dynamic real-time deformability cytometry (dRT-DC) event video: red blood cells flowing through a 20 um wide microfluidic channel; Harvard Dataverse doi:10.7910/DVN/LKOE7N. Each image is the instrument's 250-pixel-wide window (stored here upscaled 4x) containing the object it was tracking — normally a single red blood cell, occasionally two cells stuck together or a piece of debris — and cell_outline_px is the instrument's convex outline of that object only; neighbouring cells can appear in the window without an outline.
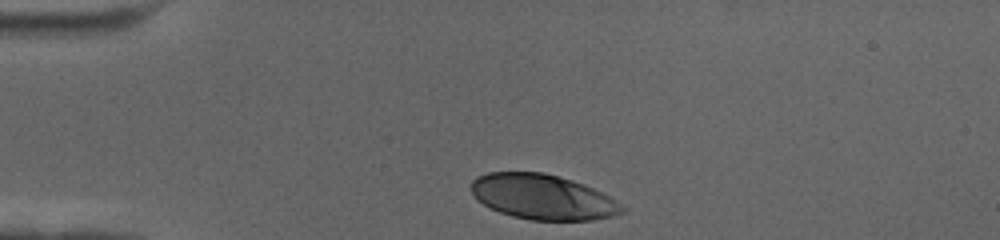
{"species": "human", "species_latin": "Homo sapiens", "temperature_condition": "cold", "stored_images_in_passage": 36, "camera_frame_rate_fps": 3000, "um_per_image_px": 0.085, "donor": {"sex": "female"}, "frame": {"image": 1, "passage_image": 1, "time_ms": 0.0, "image_size_px": [1000, 240], "cell_outline_px": [[628, 208], [624, 212], [612, 216], [592, 220], [532, 220], [512, 216], [500, 212], [476, 200], [472, 192], [472, 180], [476, 176], [488, 172], [544, 172], [572, 180], [584, 184], [616, 200]], "centroid_in_image_um": [46.14, 16.74], "position_along_channel_um": 38.9, "area_um2": 39.65}}
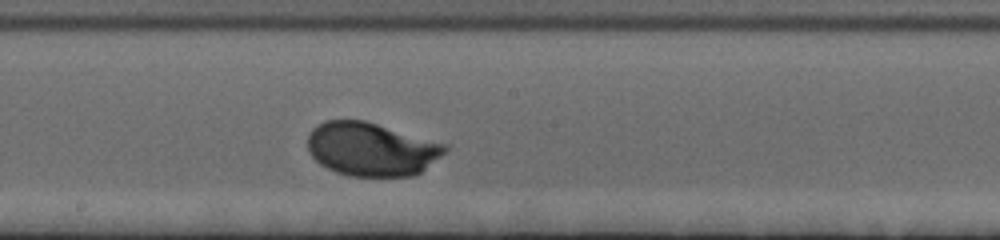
{"frame": {"image": 2, "passage_image": 20, "time_ms": 6.333, "image_size_px": [1000, 240], "cell_outline_px": [[448, 152], [416, 176], [348, 176], [336, 172], [320, 164], [308, 152], [308, 132], [312, 128], [324, 120], [364, 120], [448, 144]], "centroid_in_image_um": [31.59, 12.68], "position_along_channel_um": 216.6, "area_um2": 43.29}}
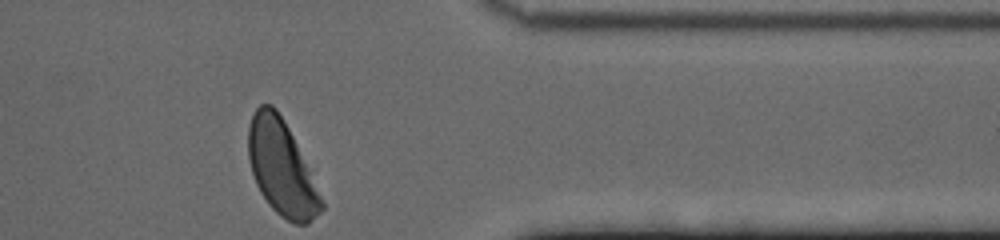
{"frame": {"image": 3, "passage_image": 36, "time_ms": 11.667, "image_size_px": [1000, 240], "cell_outline_px": [[324, 208], [308, 224], [292, 224], [280, 216], [268, 204], [260, 192], [256, 184], [252, 172], [248, 156], [248, 128], [252, 116], [256, 108], [260, 104], [272, 104], [276, 108], [288, 128], [296, 144], [324, 204]], "centroid_in_image_um": [23.89, 14.29], "position_along_channel_um": 387.5, "area_um2": 39.71}, "authors_computed_cell_mechanics": {"area_um2": 42.2518, "velocity_mm_per_s": 3.4257, "shape_relaxation_time_tau1_ms": 1.8842, "shape_relaxation_time_tau2_ms": null, "deformation_change_tau1": 0.1319, "deformation_change_tau2": null}}